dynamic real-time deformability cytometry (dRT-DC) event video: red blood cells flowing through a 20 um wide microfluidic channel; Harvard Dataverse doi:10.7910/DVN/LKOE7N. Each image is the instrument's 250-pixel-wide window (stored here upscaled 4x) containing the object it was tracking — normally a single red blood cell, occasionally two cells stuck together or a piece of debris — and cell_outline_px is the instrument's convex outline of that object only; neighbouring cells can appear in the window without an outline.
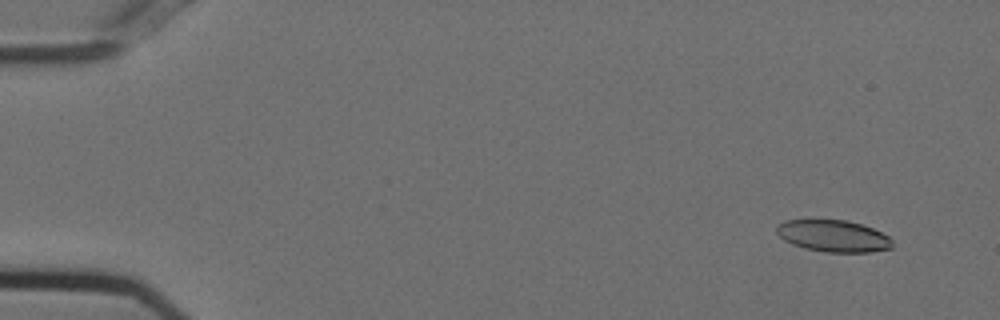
{"species": "Egyptian fruit bat (a non-hibernating species)", "species_latin": "Rousettus aegyptiacus", "temperature_condition": "cold", "stored_images_in_passage": 55, "camera_frame_rate_fps": 3000, "um_per_image_px": 0.085, "animal": {"sex": "female"}, "frame": {"image": 1, "passage_image": 4, "time_ms": 1.0, "image_size_px": [1000, 320], "cell_outline_px": [[892, 248], [868, 252], [824, 252], [804, 248], [792, 244], [784, 240], [776, 232], [776, 224], [784, 220], [808, 216], [848, 220], [872, 228], [888, 236], [892, 240]], "centroid_in_image_um": [70.73, 19.99], "position_along_channel_um": 14.3, "area_um2": 22.37}}
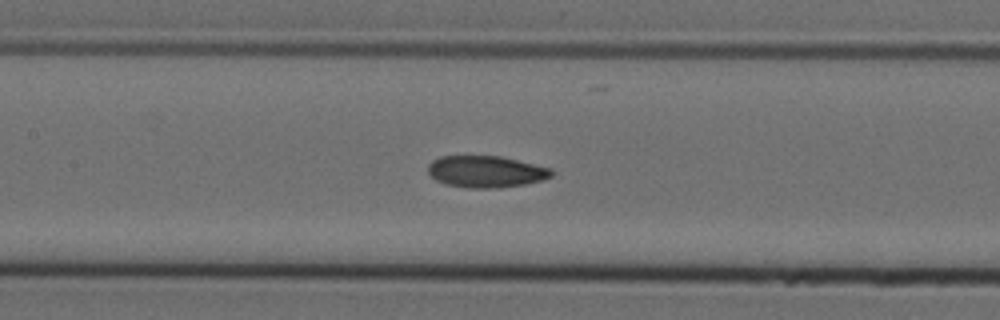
{"frame": {"image": 2, "passage_image": 26, "time_ms": 8.333, "image_size_px": [1000, 320], "cell_outline_px": [[552, 176], [544, 180], [524, 184], [496, 188], [468, 188], [444, 184], [436, 180], [428, 172], [428, 164], [432, 160], [440, 156], [500, 156], [552, 168]], "centroid_in_image_um": [41.3, 14.59], "position_along_channel_um": 166.1, "area_um2": 22.89}}
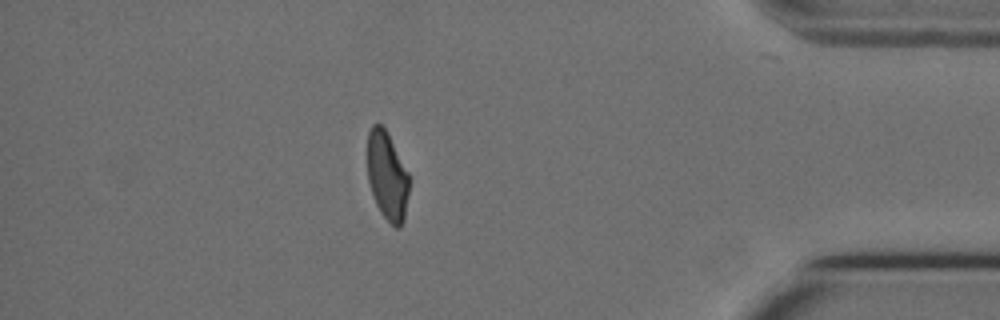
{"frame": {"image": 3, "passage_image": 48, "time_ms": 15.667, "image_size_px": [1000, 320], "cell_outline_px": [[408, 192], [404, 220], [400, 228], [396, 228], [380, 212], [376, 204], [368, 180], [368, 132], [372, 124], [380, 124], [388, 132], [408, 172]], "centroid_in_image_um": [32.91, 14.93], "position_along_channel_um": 402.3, "area_um2": 21.33}, "authors_computed_cell_mechanics": {"area_um2": 22.7732, "velocity_mm_per_s": 3.738, "shape_relaxation_time_tau1_ms": 9.8807, "shape_relaxation_time_tau2_ms": 2.5189, "deformation_change_tau1": 0.2292, "deformation_change_tau2": 0.0929}}